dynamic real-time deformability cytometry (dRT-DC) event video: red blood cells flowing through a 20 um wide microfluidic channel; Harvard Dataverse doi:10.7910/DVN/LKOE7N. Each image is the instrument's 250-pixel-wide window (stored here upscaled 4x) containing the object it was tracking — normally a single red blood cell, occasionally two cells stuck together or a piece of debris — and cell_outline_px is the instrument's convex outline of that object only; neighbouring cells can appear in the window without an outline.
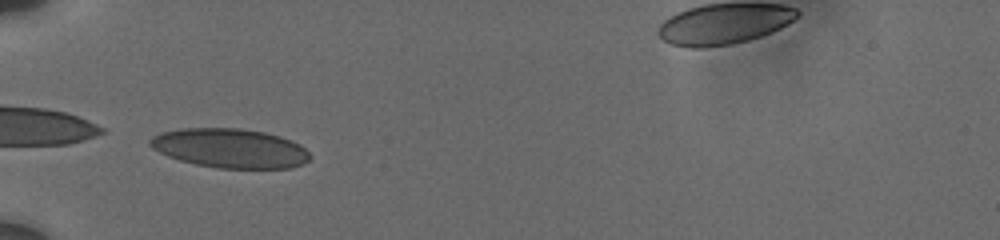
{"species": "human", "species_latin": "Homo sapiens", "temperature_condition": "cold", "stored_images_in_passage": 54, "camera_frame_rate_fps": 3000, "um_per_image_px": 0.085, "donor": {"sex": "male"}, "frame": {"image": 1, "passage_image": 1, "time_ms": 0.0, "image_size_px": [1000, 240], "cell_outline_px": [[312, 156], [308, 160], [292, 168], [220, 168], [196, 164], [180, 160], [168, 156], [152, 148], [148, 144], [148, 140], [152, 136], [160, 132], [180, 128], [240, 128], [264, 132], [280, 136], [292, 140], [300, 144]], "centroid_in_image_um": [19.53, 12.59], "position_along_channel_um": 65.5, "area_um2": 36.7}}
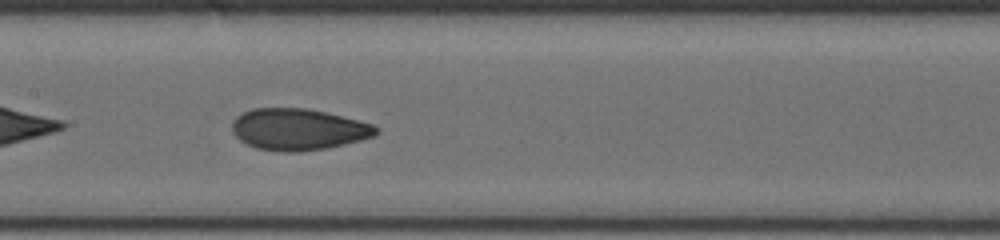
{"frame": {"image": 2, "passage_image": 22, "time_ms": 3.333, "image_size_px": [1000, 240], "cell_outline_px": [[380, 132], [376, 136], [344, 144], [324, 148], [300, 152], [284, 152], [256, 148], [240, 140], [232, 132], [232, 120], [236, 116], [252, 108], [308, 108], [372, 124], [380, 128]], "centroid_in_image_um": [25.35, 10.99], "position_along_channel_um": 182.1, "area_um2": 34.8}}
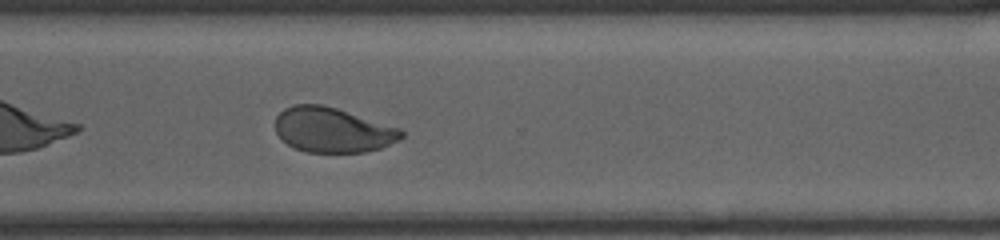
{"frame": {"image": 3, "passage_image": 51, "time_ms": 7.667, "image_size_px": [1000, 240], "cell_outline_px": [[404, 136], [400, 140], [380, 148], [364, 152], [308, 152], [296, 148], [280, 140], [276, 132], [276, 116], [284, 108], [296, 104], [320, 104], [336, 108], [400, 128], [404, 132]], "centroid_in_image_um": [28.27, 11.05], "position_along_channel_um": 342.3, "area_um2": 32.95}}